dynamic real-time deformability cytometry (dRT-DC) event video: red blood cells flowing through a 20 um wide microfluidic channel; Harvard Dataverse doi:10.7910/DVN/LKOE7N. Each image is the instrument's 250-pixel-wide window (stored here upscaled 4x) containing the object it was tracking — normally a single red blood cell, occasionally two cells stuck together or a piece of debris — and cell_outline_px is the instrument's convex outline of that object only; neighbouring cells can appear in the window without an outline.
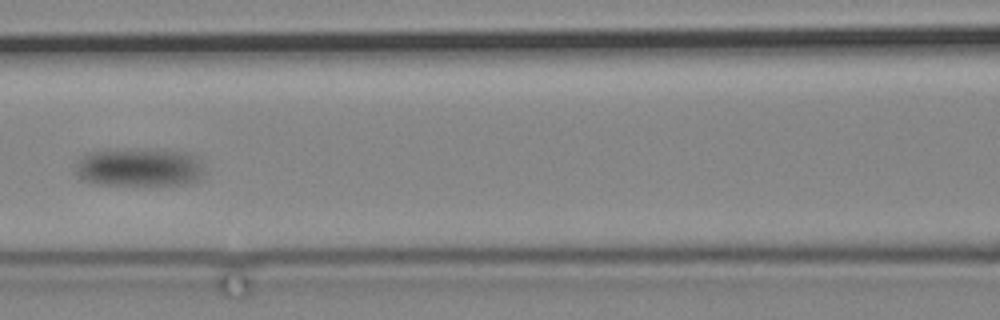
{"species": "common noctule bat (a hibernating species)", "species_latin": "Nyctalus noctula", "temperature_condition": "cold", "stored_images_in_passage": 9, "camera_frame_rate_fps": 3000, "um_per_image_px": 0.085, "animal": {"sex": "male", "body_mass_g": 19.2, "forearm_length_mm": 51.8}, "frame": {"image": 1, "passage_image": 6, "time_ms": 5.667, "image_size_px": [1000, 320], "cell_outline_px": [[204, 172], [200, 180], [188, 184], [100, 184], [84, 180], [76, 176], [72, 168], [80, 156], [88, 152], [160, 148], [184, 152], [200, 160]], "centroid_in_image_um": [11.81, 14.21], "position_along_channel_um": 154.8, "area_um2": 29.02}}
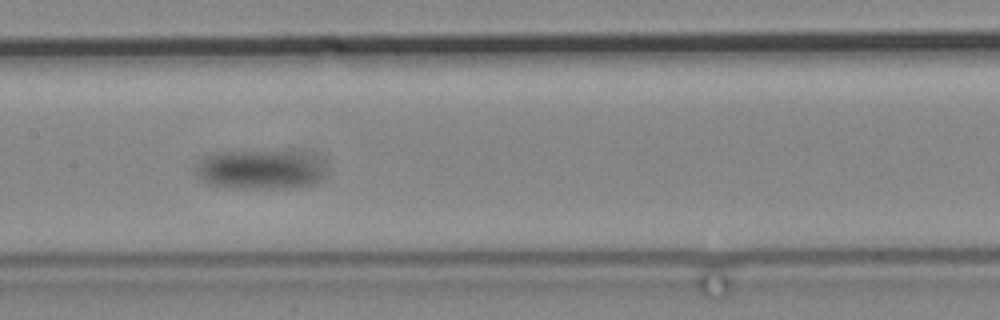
{"frame": {"image": 2, "passage_image": 7, "time_ms": 7.0, "image_size_px": [1000, 320], "cell_outline_px": [[324, 176], [316, 184], [308, 188], [244, 188], [208, 184], [200, 180], [196, 176], [192, 168], [196, 164], [212, 152], [308, 152], [324, 164]], "centroid_in_image_um": [22.14, 14.43], "position_along_channel_um": 185.3, "area_um2": 30.35}}
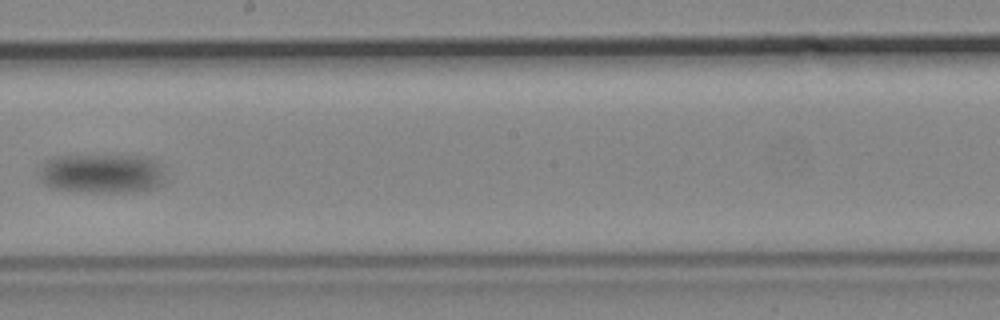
{"frame": {"image": 3, "passage_image": 9, "time_ms": 9.333, "image_size_px": [1000, 320], "cell_outline_px": [[164, 180], [160, 188], [128, 192], [84, 192], [52, 188], [44, 184], [40, 176], [40, 172], [44, 164], [52, 156], [144, 156], [156, 160], [160, 164]], "centroid_in_image_um": [8.7, 14.76], "position_along_channel_um": 239.5, "area_um2": 29.02}}